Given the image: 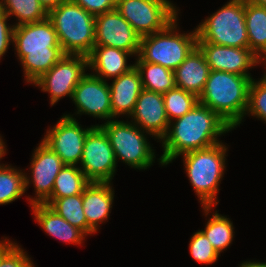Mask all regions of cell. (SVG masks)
<instances>
[{"mask_svg": "<svg viewBox=\"0 0 266 267\" xmlns=\"http://www.w3.org/2000/svg\"><path fill=\"white\" fill-rule=\"evenodd\" d=\"M173 121L169 122L168 131L160 140L163 154L158 160L162 166L187 152L220 143L217 137L233 130L214 111L200 102L185 115Z\"/></svg>", "mask_w": 266, "mask_h": 267, "instance_id": "1", "label": "cell"}, {"mask_svg": "<svg viewBox=\"0 0 266 267\" xmlns=\"http://www.w3.org/2000/svg\"><path fill=\"white\" fill-rule=\"evenodd\" d=\"M13 45L27 83L33 84L64 55L51 20L14 27Z\"/></svg>", "mask_w": 266, "mask_h": 267, "instance_id": "2", "label": "cell"}, {"mask_svg": "<svg viewBox=\"0 0 266 267\" xmlns=\"http://www.w3.org/2000/svg\"><path fill=\"white\" fill-rule=\"evenodd\" d=\"M251 81L247 76L210 70L199 102L235 129L246 116Z\"/></svg>", "mask_w": 266, "mask_h": 267, "instance_id": "3", "label": "cell"}, {"mask_svg": "<svg viewBox=\"0 0 266 267\" xmlns=\"http://www.w3.org/2000/svg\"><path fill=\"white\" fill-rule=\"evenodd\" d=\"M226 147L222 142L183 155V163L187 177L198 196L205 215H209L213 206L218 205L217 193L219 182L224 175Z\"/></svg>", "mask_w": 266, "mask_h": 267, "instance_id": "4", "label": "cell"}, {"mask_svg": "<svg viewBox=\"0 0 266 267\" xmlns=\"http://www.w3.org/2000/svg\"><path fill=\"white\" fill-rule=\"evenodd\" d=\"M65 54L88 56L95 43V16L72 0L48 12Z\"/></svg>", "mask_w": 266, "mask_h": 267, "instance_id": "5", "label": "cell"}, {"mask_svg": "<svg viewBox=\"0 0 266 267\" xmlns=\"http://www.w3.org/2000/svg\"><path fill=\"white\" fill-rule=\"evenodd\" d=\"M176 18L165 29L141 37L135 62L160 64L175 70L197 46L196 29L189 34H179Z\"/></svg>", "mask_w": 266, "mask_h": 267, "instance_id": "6", "label": "cell"}, {"mask_svg": "<svg viewBox=\"0 0 266 267\" xmlns=\"http://www.w3.org/2000/svg\"><path fill=\"white\" fill-rule=\"evenodd\" d=\"M197 42L249 48L245 21V0H229L195 28Z\"/></svg>", "mask_w": 266, "mask_h": 267, "instance_id": "7", "label": "cell"}, {"mask_svg": "<svg viewBox=\"0 0 266 267\" xmlns=\"http://www.w3.org/2000/svg\"><path fill=\"white\" fill-rule=\"evenodd\" d=\"M100 126L107 134L117 160L138 170L149 168L155 160V152L147 141L146 132L133 122L116 119Z\"/></svg>", "mask_w": 266, "mask_h": 267, "instance_id": "8", "label": "cell"}, {"mask_svg": "<svg viewBox=\"0 0 266 267\" xmlns=\"http://www.w3.org/2000/svg\"><path fill=\"white\" fill-rule=\"evenodd\" d=\"M115 9L141 37L165 29L179 10L168 0H117Z\"/></svg>", "mask_w": 266, "mask_h": 267, "instance_id": "9", "label": "cell"}, {"mask_svg": "<svg viewBox=\"0 0 266 267\" xmlns=\"http://www.w3.org/2000/svg\"><path fill=\"white\" fill-rule=\"evenodd\" d=\"M116 157L110 140L100 126H94L87 134L80 170L90 182H110L116 173Z\"/></svg>", "mask_w": 266, "mask_h": 267, "instance_id": "10", "label": "cell"}, {"mask_svg": "<svg viewBox=\"0 0 266 267\" xmlns=\"http://www.w3.org/2000/svg\"><path fill=\"white\" fill-rule=\"evenodd\" d=\"M87 68L88 56L65 54L33 84L50 94V104L53 106L64 96L72 98L76 86L86 75Z\"/></svg>", "mask_w": 266, "mask_h": 267, "instance_id": "11", "label": "cell"}, {"mask_svg": "<svg viewBox=\"0 0 266 267\" xmlns=\"http://www.w3.org/2000/svg\"><path fill=\"white\" fill-rule=\"evenodd\" d=\"M97 125L82 128L76 118L64 114L54 127L47 130L42 142L54 151L65 165L80 163L88 132Z\"/></svg>", "mask_w": 266, "mask_h": 267, "instance_id": "12", "label": "cell"}, {"mask_svg": "<svg viewBox=\"0 0 266 267\" xmlns=\"http://www.w3.org/2000/svg\"><path fill=\"white\" fill-rule=\"evenodd\" d=\"M141 36L113 9L95 16L94 46L118 48L138 56Z\"/></svg>", "mask_w": 266, "mask_h": 267, "instance_id": "13", "label": "cell"}, {"mask_svg": "<svg viewBox=\"0 0 266 267\" xmlns=\"http://www.w3.org/2000/svg\"><path fill=\"white\" fill-rule=\"evenodd\" d=\"M65 164L61 158L42 141L34 149L31 160V180L25 173V188L33 182L35 197H28L30 205L44 203L52 194L56 176Z\"/></svg>", "mask_w": 266, "mask_h": 267, "instance_id": "14", "label": "cell"}, {"mask_svg": "<svg viewBox=\"0 0 266 267\" xmlns=\"http://www.w3.org/2000/svg\"><path fill=\"white\" fill-rule=\"evenodd\" d=\"M71 99L77 108L75 114H88L106 121L112 119L109 84L93 74L87 73L82 78Z\"/></svg>", "mask_w": 266, "mask_h": 267, "instance_id": "15", "label": "cell"}, {"mask_svg": "<svg viewBox=\"0 0 266 267\" xmlns=\"http://www.w3.org/2000/svg\"><path fill=\"white\" fill-rule=\"evenodd\" d=\"M205 56L210 70L225 71L251 77L249 69L261 64L260 59L249 48L220 46L207 42H197Z\"/></svg>", "mask_w": 266, "mask_h": 267, "instance_id": "16", "label": "cell"}, {"mask_svg": "<svg viewBox=\"0 0 266 267\" xmlns=\"http://www.w3.org/2000/svg\"><path fill=\"white\" fill-rule=\"evenodd\" d=\"M135 125L155 139L162 140L169 128L163 94L143 89L133 113L129 116Z\"/></svg>", "mask_w": 266, "mask_h": 267, "instance_id": "17", "label": "cell"}, {"mask_svg": "<svg viewBox=\"0 0 266 267\" xmlns=\"http://www.w3.org/2000/svg\"><path fill=\"white\" fill-rule=\"evenodd\" d=\"M110 182H90L82 193V203L87 220V235L98 231L100 223L107 221L114 200Z\"/></svg>", "mask_w": 266, "mask_h": 267, "instance_id": "18", "label": "cell"}, {"mask_svg": "<svg viewBox=\"0 0 266 267\" xmlns=\"http://www.w3.org/2000/svg\"><path fill=\"white\" fill-rule=\"evenodd\" d=\"M109 87L112 120L122 114L129 118L134 111L138 96L143 90L138 70L134 67L129 72L113 78Z\"/></svg>", "mask_w": 266, "mask_h": 267, "instance_id": "19", "label": "cell"}, {"mask_svg": "<svg viewBox=\"0 0 266 267\" xmlns=\"http://www.w3.org/2000/svg\"><path fill=\"white\" fill-rule=\"evenodd\" d=\"M131 55L133 56L132 53L114 47L93 46L88 55V67L93 70L91 74L107 81V78H117L135 67L134 64H127Z\"/></svg>", "mask_w": 266, "mask_h": 267, "instance_id": "20", "label": "cell"}, {"mask_svg": "<svg viewBox=\"0 0 266 267\" xmlns=\"http://www.w3.org/2000/svg\"><path fill=\"white\" fill-rule=\"evenodd\" d=\"M209 72L210 68L205 56L200 48L196 46L174 70L176 87L186 90L199 98L204 90Z\"/></svg>", "mask_w": 266, "mask_h": 267, "instance_id": "21", "label": "cell"}, {"mask_svg": "<svg viewBox=\"0 0 266 267\" xmlns=\"http://www.w3.org/2000/svg\"><path fill=\"white\" fill-rule=\"evenodd\" d=\"M33 210L35 220L49 236L71 244H82L87 236L79 228L72 226L63 217L44 203L30 205Z\"/></svg>", "mask_w": 266, "mask_h": 267, "instance_id": "22", "label": "cell"}, {"mask_svg": "<svg viewBox=\"0 0 266 267\" xmlns=\"http://www.w3.org/2000/svg\"><path fill=\"white\" fill-rule=\"evenodd\" d=\"M249 49L261 59L266 54V7L245 1Z\"/></svg>", "mask_w": 266, "mask_h": 267, "instance_id": "23", "label": "cell"}, {"mask_svg": "<svg viewBox=\"0 0 266 267\" xmlns=\"http://www.w3.org/2000/svg\"><path fill=\"white\" fill-rule=\"evenodd\" d=\"M134 65L140 74L143 89L164 94L176 87L173 70L148 62H135Z\"/></svg>", "mask_w": 266, "mask_h": 267, "instance_id": "24", "label": "cell"}, {"mask_svg": "<svg viewBox=\"0 0 266 267\" xmlns=\"http://www.w3.org/2000/svg\"><path fill=\"white\" fill-rule=\"evenodd\" d=\"M89 183L78 165H64L55 178L52 194L48 199L82 194Z\"/></svg>", "mask_w": 266, "mask_h": 267, "instance_id": "25", "label": "cell"}, {"mask_svg": "<svg viewBox=\"0 0 266 267\" xmlns=\"http://www.w3.org/2000/svg\"><path fill=\"white\" fill-rule=\"evenodd\" d=\"M0 11L18 19L14 27L38 22L48 17V12L39 0H0Z\"/></svg>", "mask_w": 266, "mask_h": 267, "instance_id": "26", "label": "cell"}, {"mask_svg": "<svg viewBox=\"0 0 266 267\" xmlns=\"http://www.w3.org/2000/svg\"><path fill=\"white\" fill-rule=\"evenodd\" d=\"M44 204L87 235V220L83 211L82 194L47 199Z\"/></svg>", "mask_w": 266, "mask_h": 267, "instance_id": "27", "label": "cell"}, {"mask_svg": "<svg viewBox=\"0 0 266 267\" xmlns=\"http://www.w3.org/2000/svg\"><path fill=\"white\" fill-rule=\"evenodd\" d=\"M210 241L211 245L220 255L223 250H227L233 241L234 226L229 218L222 216L215 211L201 230Z\"/></svg>", "mask_w": 266, "mask_h": 267, "instance_id": "28", "label": "cell"}, {"mask_svg": "<svg viewBox=\"0 0 266 267\" xmlns=\"http://www.w3.org/2000/svg\"><path fill=\"white\" fill-rule=\"evenodd\" d=\"M26 192L25 173L10 165H0V205L12 203Z\"/></svg>", "mask_w": 266, "mask_h": 267, "instance_id": "29", "label": "cell"}, {"mask_svg": "<svg viewBox=\"0 0 266 267\" xmlns=\"http://www.w3.org/2000/svg\"><path fill=\"white\" fill-rule=\"evenodd\" d=\"M163 99L169 122L182 117L199 102V98L196 95L178 87L164 93Z\"/></svg>", "mask_w": 266, "mask_h": 267, "instance_id": "30", "label": "cell"}, {"mask_svg": "<svg viewBox=\"0 0 266 267\" xmlns=\"http://www.w3.org/2000/svg\"><path fill=\"white\" fill-rule=\"evenodd\" d=\"M260 118L266 123V75L259 81L252 79L249 87L248 107L246 115Z\"/></svg>", "mask_w": 266, "mask_h": 267, "instance_id": "31", "label": "cell"}, {"mask_svg": "<svg viewBox=\"0 0 266 267\" xmlns=\"http://www.w3.org/2000/svg\"><path fill=\"white\" fill-rule=\"evenodd\" d=\"M189 250L192 258L202 264L215 263L220 256L201 230L192 235Z\"/></svg>", "mask_w": 266, "mask_h": 267, "instance_id": "32", "label": "cell"}, {"mask_svg": "<svg viewBox=\"0 0 266 267\" xmlns=\"http://www.w3.org/2000/svg\"><path fill=\"white\" fill-rule=\"evenodd\" d=\"M0 267H35L27 253L14 243L0 258Z\"/></svg>", "mask_w": 266, "mask_h": 267, "instance_id": "33", "label": "cell"}, {"mask_svg": "<svg viewBox=\"0 0 266 267\" xmlns=\"http://www.w3.org/2000/svg\"><path fill=\"white\" fill-rule=\"evenodd\" d=\"M93 16H98L116 8L117 0H72Z\"/></svg>", "mask_w": 266, "mask_h": 267, "instance_id": "34", "label": "cell"}, {"mask_svg": "<svg viewBox=\"0 0 266 267\" xmlns=\"http://www.w3.org/2000/svg\"><path fill=\"white\" fill-rule=\"evenodd\" d=\"M8 18L10 17L6 13L0 11V60L14 39V25L7 24Z\"/></svg>", "mask_w": 266, "mask_h": 267, "instance_id": "35", "label": "cell"}, {"mask_svg": "<svg viewBox=\"0 0 266 267\" xmlns=\"http://www.w3.org/2000/svg\"><path fill=\"white\" fill-rule=\"evenodd\" d=\"M41 5L49 12L51 9L58 7L67 0H39Z\"/></svg>", "mask_w": 266, "mask_h": 267, "instance_id": "36", "label": "cell"}, {"mask_svg": "<svg viewBox=\"0 0 266 267\" xmlns=\"http://www.w3.org/2000/svg\"><path fill=\"white\" fill-rule=\"evenodd\" d=\"M14 243L15 242L6 239V237L4 238V240L0 241V258Z\"/></svg>", "mask_w": 266, "mask_h": 267, "instance_id": "37", "label": "cell"}, {"mask_svg": "<svg viewBox=\"0 0 266 267\" xmlns=\"http://www.w3.org/2000/svg\"><path fill=\"white\" fill-rule=\"evenodd\" d=\"M239 267H266V262H255V261H253V262H251V261H245V262H243V263H241V265L239 266Z\"/></svg>", "mask_w": 266, "mask_h": 267, "instance_id": "38", "label": "cell"}, {"mask_svg": "<svg viewBox=\"0 0 266 267\" xmlns=\"http://www.w3.org/2000/svg\"><path fill=\"white\" fill-rule=\"evenodd\" d=\"M6 154V146L2 137L0 136V160L3 159L2 157ZM1 165V164H0Z\"/></svg>", "mask_w": 266, "mask_h": 267, "instance_id": "39", "label": "cell"}, {"mask_svg": "<svg viewBox=\"0 0 266 267\" xmlns=\"http://www.w3.org/2000/svg\"><path fill=\"white\" fill-rule=\"evenodd\" d=\"M245 1L266 7V0H245Z\"/></svg>", "mask_w": 266, "mask_h": 267, "instance_id": "40", "label": "cell"}, {"mask_svg": "<svg viewBox=\"0 0 266 267\" xmlns=\"http://www.w3.org/2000/svg\"><path fill=\"white\" fill-rule=\"evenodd\" d=\"M260 61H266V54L260 59Z\"/></svg>", "mask_w": 266, "mask_h": 267, "instance_id": "41", "label": "cell"}, {"mask_svg": "<svg viewBox=\"0 0 266 267\" xmlns=\"http://www.w3.org/2000/svg\"><path fill=\"white\" fill-rule=\"evenodd\" d=\"M262 63H264L265 64V66H266V61H261ZM266 69V68H265ZM266 71V70H265ZM264 74L266 75V73L264 72Z\"/></svg>", "mask_w": 266, "mask_h": 267, "instance_id": "42", "label": "cell"}]
</instances>
